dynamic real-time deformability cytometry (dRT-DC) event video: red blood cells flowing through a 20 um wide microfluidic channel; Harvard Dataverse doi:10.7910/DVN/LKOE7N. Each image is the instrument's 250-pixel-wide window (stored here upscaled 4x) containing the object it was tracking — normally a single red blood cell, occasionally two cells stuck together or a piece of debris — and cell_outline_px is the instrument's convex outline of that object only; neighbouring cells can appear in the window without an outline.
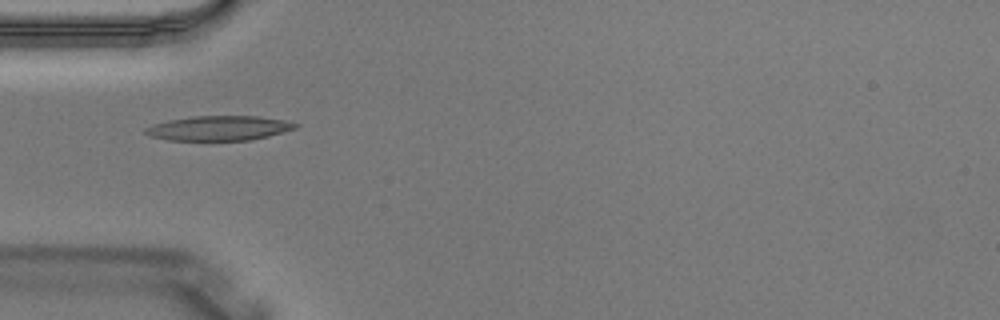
{"species": "Egyptian fruit bat (a non-hibernating species)", "species_latin": "Rousettus aegyptiacus", "temperature_condition": "warm", "stored_images_in_passage": 1, "camera_frame_rate_fps": 3000, "um_per_image_px": 0.085, "animal": {"sex": "male"}, "frame": {"image": 1, "passage_image": 1, "time_ms": 0.0, "image_size_px": [1000, 320], "cell_outline_px": [[300, 124], [296, 128], [268, 136], [252, 140], [168, 140], [152, 136], [144, 132], [144, 128], [152, 124], [168, 120], [192, 116], [256, 116], [284, 120]], "centroid_in_image_um": [18.6, 10.89], "position_along_channel_um": 66.4, "area_um2": 21.5}}